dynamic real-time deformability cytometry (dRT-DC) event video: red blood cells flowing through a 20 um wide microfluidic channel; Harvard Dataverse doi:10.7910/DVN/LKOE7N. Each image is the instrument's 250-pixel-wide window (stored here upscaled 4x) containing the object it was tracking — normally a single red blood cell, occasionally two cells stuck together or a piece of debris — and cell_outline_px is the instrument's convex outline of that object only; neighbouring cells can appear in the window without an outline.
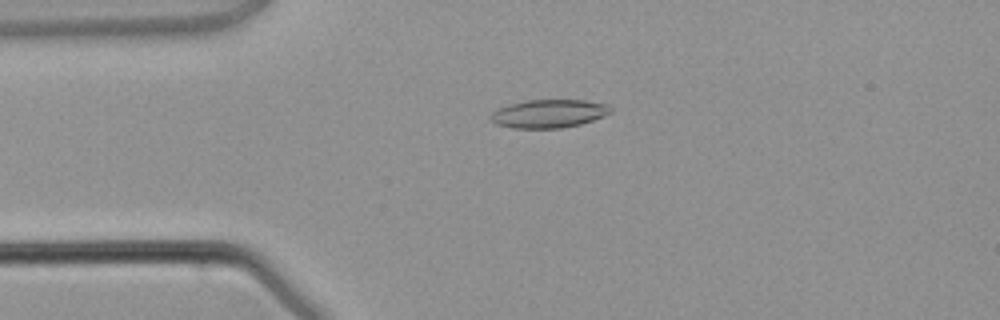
{"species": "common noctule bat (a hibernating species)", "species_latin": "Nyctalus noctula", "temperature_condition": "warm", "stored_images_in_passage": 1, "camera_frame_rate_fps": 3000, "um_per_image_px": 0.085, "animal": {"sex": "male", "body_mass_g": 21.5, "forearm_length_mm": 52.0}, "frame": {"image": 1, "passage_image": 1, "time_ms": 0.0, "image_size_px": [1000, 320], "cell_outline_px": [[612, 112], [604, 116], [580, 124], [560, 128], [512, 128], [496, 124], [488, 116], [492, 112], [500, 108], [524, 100], [584, 100], [608, 104], [612, 108]], "centroid_in_image_um": [46.67, 9.66], "position_along_channel_um": 38.3, "area_um2": 19.71}}